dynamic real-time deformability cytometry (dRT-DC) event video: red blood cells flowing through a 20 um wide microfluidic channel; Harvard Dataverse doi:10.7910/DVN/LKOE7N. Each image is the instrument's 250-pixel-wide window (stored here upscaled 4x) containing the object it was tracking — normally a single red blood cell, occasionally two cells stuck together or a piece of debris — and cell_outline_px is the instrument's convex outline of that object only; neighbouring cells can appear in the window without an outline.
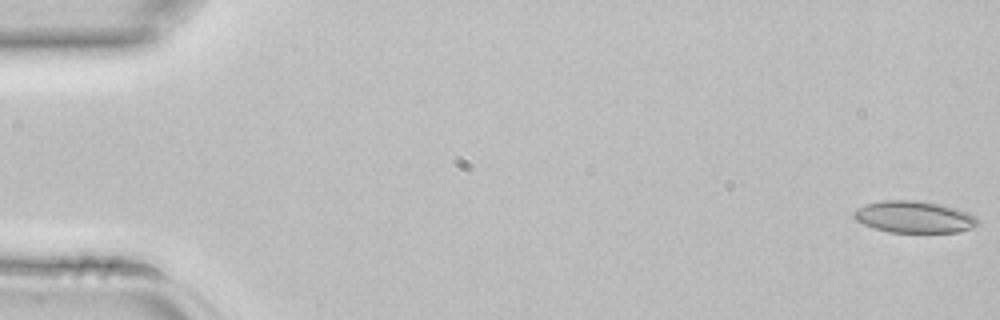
{"species": "common noctule bat (a hibernating species)", "species_latin": "Nyctalus noctula", "temperature_condition": "room temperature", "stored_images_in_passage": 5, "segment_of_instrument_passage": [1, 2], "camera_frame_rate_fps": 3000, "um_per_image_px": 0.085, "animal": {"sex": "female", "body_mass_g": 22.7, "forearm_length_mm": 54.2}, "frame": {"image": 1, "passage_image": 1, "time_ms": 0.0, "image_size_px": [1000, 320], "cell_outline_px": [[980, 220], [972, 228], [956, 232], [888, 232], [872, 228], [856, 220], [852, 216], [852, 212], [864, 204], [880, 200], [916, 200], [940, 204], [956, 208], [968, 212], [976, 216]], "centroid_in_image_um": [77.67, 18.43], "position_along_channel_um": 7.3, "area_um2": 23.18}}
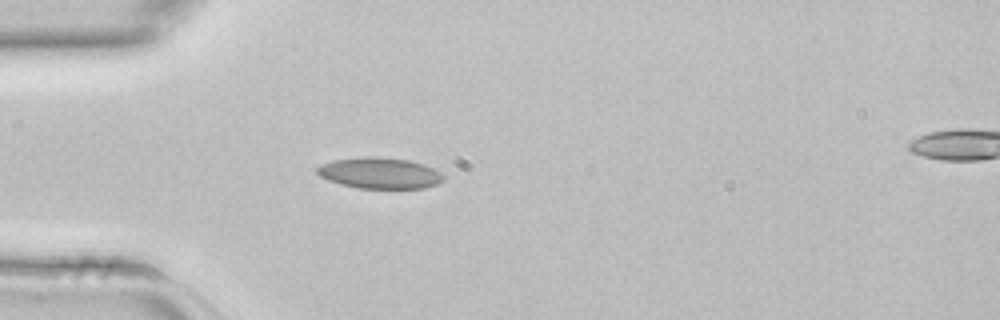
{"frame": {"image": 2, "passage_image": 4, "time_ms": 1.0, "image_size_px": [1000, 320], "cell_outline_px": [[444, 180], [436, 184], [424, 188], [356, 188], [340, 184], [328, 180], [320, 176], [316, 172], [316, 168], [320, 164], [332, 160], [364, 156], [376, 156], [408, 160], [424, 164], [440, 172], [444, 176]], "centroid_in_image_um": [32.24, 14.7], "position_along_channel_um": 52.8, "area_um2": 23.0}}